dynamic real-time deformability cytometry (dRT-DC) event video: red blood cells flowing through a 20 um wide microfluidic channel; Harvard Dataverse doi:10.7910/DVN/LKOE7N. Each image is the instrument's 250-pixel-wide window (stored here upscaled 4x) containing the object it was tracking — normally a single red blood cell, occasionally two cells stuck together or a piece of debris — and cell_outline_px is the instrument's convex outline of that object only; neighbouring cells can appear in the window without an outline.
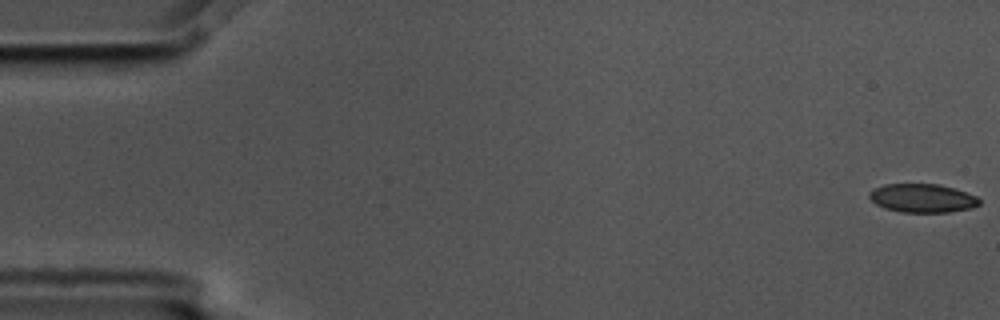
{"species": "common noctule bat (a hibernating species)", "species_latin": "Nyctalus noctula", "temperature_condition": "cold", "stored_images_in_passage": 11, "camera_frame_rate_fps": 3000, "um_per_image_px": 0.085, "animal": {"sex": "male", "body_mass_g": 17.5, "forearm_length_mm": 52.3}, "frame": {"image": 1, "passage_image": 1, "time_ms": 0.0, "image_size_px": [1000, 320], "cell_outline_px": [[980, 204], [972, 208], [948, 212], [900, 212], [884, 208], [876, 204], [868, 196], [868, 192], [884, 184], [940, 184], [976, 196], [980, 200]], "centroid_in_image_um": [78.39, 16.85], "position_along_channel_um": 6.6, "area_um2": 18.26}}
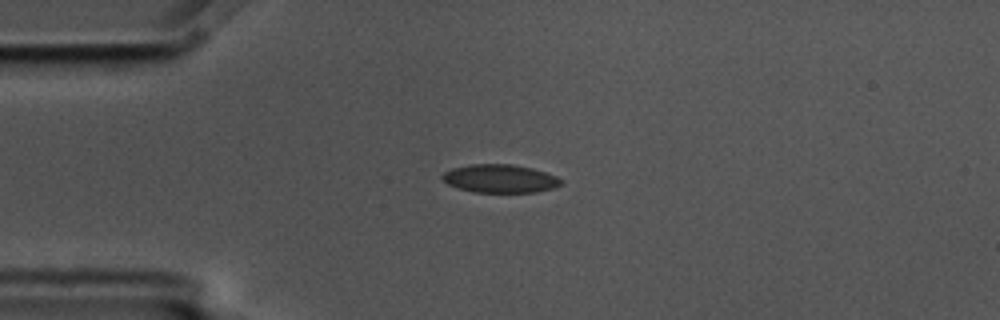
{"frame": {"image": 2, "passage_image": 4, "time_ms": 1.0, "image_size_px": [1000, 320], "cell_outline_px": [[564, 184], [552, 188], [536, 192], [476, 192], [460, 188], [448, 184], [440, 176], [444, 172], [452, 168], [472, 164], [512, 164], [532, 168], [556, 176], [564, 180]], "centroid_in_image_um": [42.53, 15.17], "position_along_channel_um": 42.5, "area_um2": 19.48}}
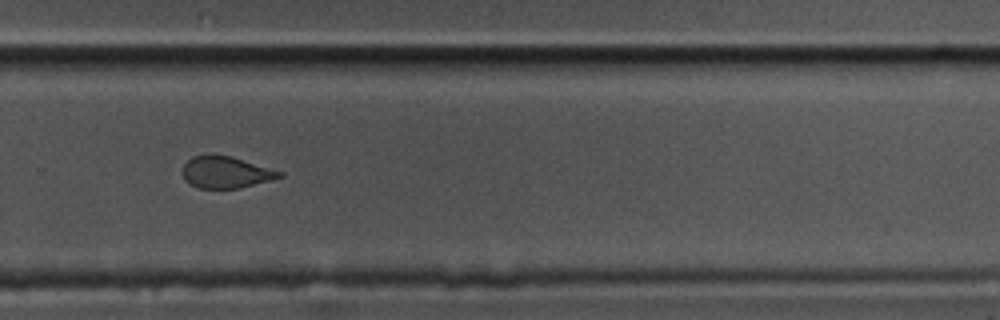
{"frame": {"image": 3, "passage_image": 11, "time_ms": 3.333, "image_size_px": [1000, 320], "cell_outline_px": [[284, 176], [272, 180], [236, 188], [200, 188], [184, 180], [184, 164], [192, 156], [232, 156], [284, 172]], "centroid_in_image_um": [19.25, 14.65], "position_along_channel_um": 310.6, "area_um2": 17.51}}